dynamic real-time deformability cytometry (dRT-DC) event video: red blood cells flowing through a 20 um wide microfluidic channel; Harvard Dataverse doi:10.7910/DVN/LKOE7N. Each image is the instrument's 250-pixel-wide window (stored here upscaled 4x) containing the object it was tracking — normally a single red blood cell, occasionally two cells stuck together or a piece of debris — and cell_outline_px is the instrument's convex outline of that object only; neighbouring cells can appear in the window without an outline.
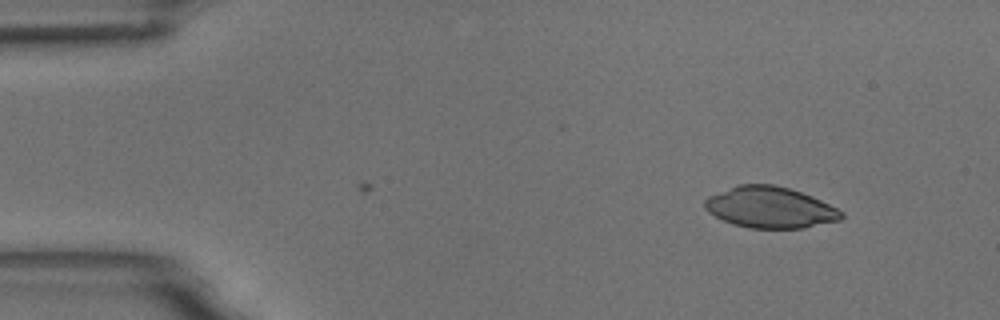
{"species": "common noctule bat (a hibernating species)", "species_latin": "Nyctalus noctula", "temperature_condition": "room temperature", "stored_images_in_passage": 8, "camera_frame_rate_fps": 3000, "um_per_image_px": 0.085, "animal": {"sex": "male", "body_mass_g": 18.8}, "frame": {"image": 1, "passage_image": 8, "time_ms": 2.333, "image_size_px": [1000, 320], "cell_outline_px": [[844, 216], [840, 220], [804, 228], [748, 228], [732, 224], [708, 212], [704, 208], [704, 200], [708, 196], [740, 184], [772, 184], [788, 188], [812, 196], [844, 212]], "centroid_in_image_um": [65.45, 17.64], "position_along_channel_um": 19.5, "area_um2": 32.66}}